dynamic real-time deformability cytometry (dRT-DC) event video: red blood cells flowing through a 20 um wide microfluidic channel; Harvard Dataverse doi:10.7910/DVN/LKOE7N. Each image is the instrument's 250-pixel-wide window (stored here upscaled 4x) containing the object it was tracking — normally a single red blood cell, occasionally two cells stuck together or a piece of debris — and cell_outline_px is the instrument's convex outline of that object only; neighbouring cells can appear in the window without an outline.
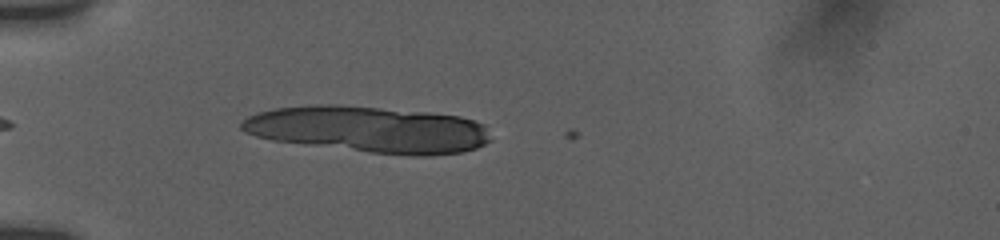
{"species": "human", "species_latin": "Homo sapiens", "temperature_condition": "room temperature", "stored_images_in_passage": 19, "segment_of_instrument_passage": [1, 2], "camera_frame_rate_fps": 3000, "um_per_image_px": 0.085, "donor": {"sex": "female"}, "frame": {"image": 1, "passage_image": 1, "time_ms": 0.0, "image_size_px": [1000, 240], "cell_outline_px": [[484, 140], [480, 144], [472, 148], [456, 152], [380, 152], [288, 140], [264, 136], [252, 132], [244, 128], [244, 124], [252, 116], [264, 112], [284, 108], [368, 108], [456, 116], [472, 120], [476, 124]], "centroid_in_image_um": [31.36, 10.99], "position_along_channel_um": 53.6, "area_um2": 59.19}}